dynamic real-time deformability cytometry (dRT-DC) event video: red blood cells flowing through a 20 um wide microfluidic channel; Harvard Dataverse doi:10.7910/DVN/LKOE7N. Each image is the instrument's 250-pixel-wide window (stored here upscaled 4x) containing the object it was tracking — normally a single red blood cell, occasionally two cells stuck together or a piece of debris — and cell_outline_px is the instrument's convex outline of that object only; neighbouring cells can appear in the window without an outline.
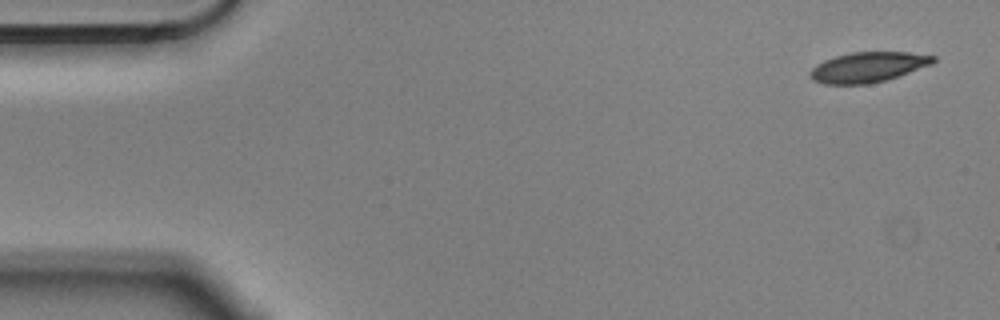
{"species": "Egyptian fruit bat (a non-hibernating species)", "species_latin": "Rousettus aegyptiacus", "temperature_condition": "cold", "stored_images_in_passage": 6, "camera_frame_rate_fps": 3000, "um_per_image_px": 0.085, "animal": {"sex": "male"}, "frame": {"image": 1, "passage_image": 1, "time_ms": 0.0, "image_size_px": [1000, 320], "cell_outline_px": [[936, 60], [932, 64], [884, 80], [868, 84], [824, 84], [812, 80], [808, 76], [808, 72], [816, 64], [824, 60], [836, 56], [852, 52], [908, 52], [936, 56]], "centroid_in_image_um": [73.73, 5.7], "position_along_channel_um": 11.3, "area_um2": 21.56}}
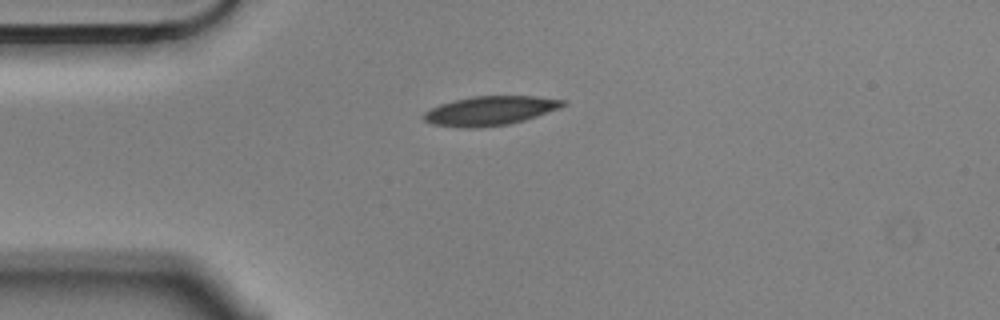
{"frame": {"image": 2, "passage_image": 4, "time_ms": 1.0, "image_size_px": [1000, 320], "cell_outline_px": [[564, 104], [560, 108], [524, 120], [508, 124], [480, 128], [460, 128], [432, 124], [424, 120], [420, 116], [424, 112], [440, 104], [472, 96], [536, 96], [564, 100]], "centroid_in_image_um": [41.61, 9.42], "position_along_channel_um": 43.4, "area_um2": 23.64}}
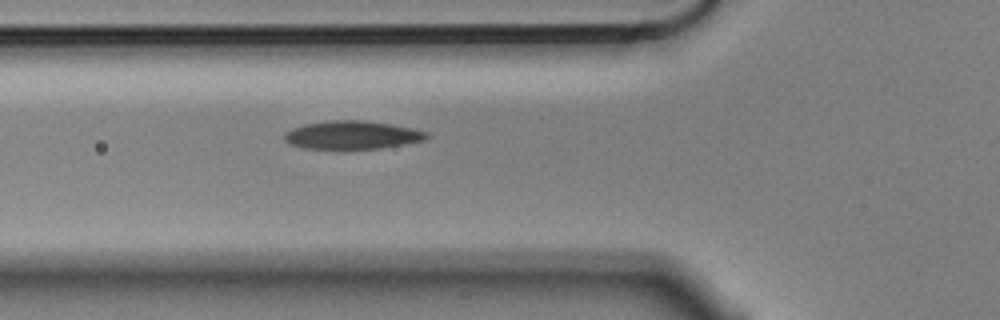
{"frame": {"image": 3, "passage_image": 6, "time_ms": 1.667, "image_size_px": [1000, 320], "cell_outline_px": [[428, 136], [424, 140], [404, 144], [380, 148], [344, 152], [340, 152], [304, 148], [288, 144], [284, 140], [284, 132], [292, 128], [304, 124], [332, 120], [364, 120], [392, 124], [412, 128], [428, 132]], "centroid_in_image_um": [29.86, 11.52], "position_along_channel_um": 95.9, "area_um2": 24.45}}